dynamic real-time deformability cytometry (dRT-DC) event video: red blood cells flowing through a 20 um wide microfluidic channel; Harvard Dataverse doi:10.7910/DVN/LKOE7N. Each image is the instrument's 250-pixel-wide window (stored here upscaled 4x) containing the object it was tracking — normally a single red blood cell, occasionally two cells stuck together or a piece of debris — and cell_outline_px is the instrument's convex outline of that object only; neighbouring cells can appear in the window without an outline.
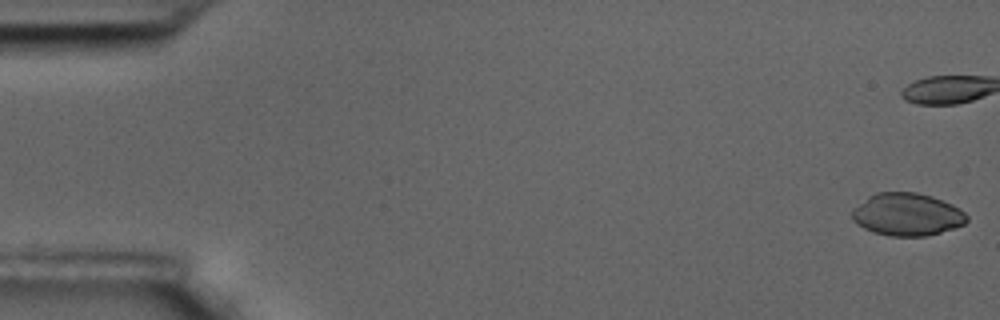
{"species": "common noctule bat (a hibernating species)", "species_latin": "Nyctalus noctula", "temperature_condition": "room temperature", "stored_images_in_passage": 18, "camera_frame_rate_fps": 3000, "um_per_image_px": 0.085, "animal": {"sex": "male", "body_mass_g": 17.5, "forearm_length_mm": 52.3}, "frame": {"image": 1, "passage_image": 1, "time_ms": 0.0, "image_size_px": [1000, 320], "cell_outline_px": [[968, 220], [964, 224], [940, 232], [924, 236], [888, 236], [872, 232], [856, 224], [852, 220], [852, 208], [868, 196], [876, 192], [916, 192], [932, 196], [952, 204], [960, 208], [968, 216]], "centroid_in_image_um": [77.07, 18.22], "position_along_channel_um": 7.9, "area_um2": 28.67}}